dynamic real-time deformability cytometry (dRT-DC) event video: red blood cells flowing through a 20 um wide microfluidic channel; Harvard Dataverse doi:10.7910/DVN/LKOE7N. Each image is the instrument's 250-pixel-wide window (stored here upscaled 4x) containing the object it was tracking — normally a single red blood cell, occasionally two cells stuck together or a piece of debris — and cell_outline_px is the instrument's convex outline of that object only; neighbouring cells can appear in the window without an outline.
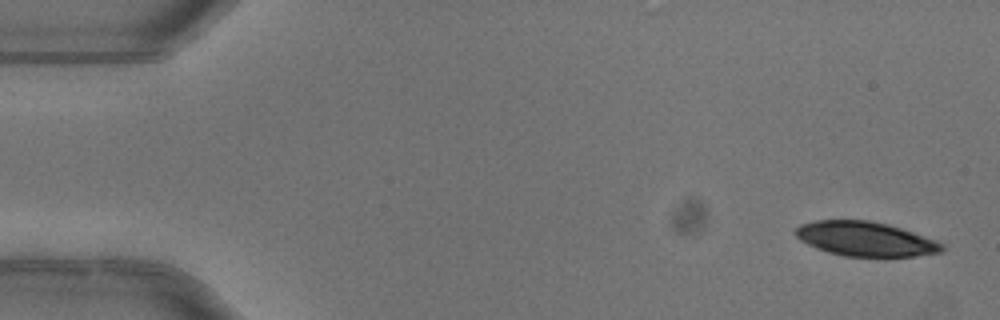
{"species": "common noctule bat (a hibernating species)", "species_latin": "Nyctalus noctula", "temperature_condition": "warm", "stored_images_in_passage": 4, "camera_frame_rate_fps": 3000, "um_per_image_px": 0.085, "animal": {"sex": "female"}, "frame": {"image": 1, "passage_image": 1, "time_ms": 0.0, "image_size_px": [1000, 320], "cell_outline_px": [[944, 248], [940, 252], [916, 256], [844, 256], [828, 252], [816, 248], [800, 240], [796, 236], [796, 228], [800, 224], [816, 220], [868, 220], [888, 224], [936, 240], [944, 244]], "centroid_in_image_um": [73.55, 20.3], "position_along_channel_um": 11.5, "area_um2": 29.19}}
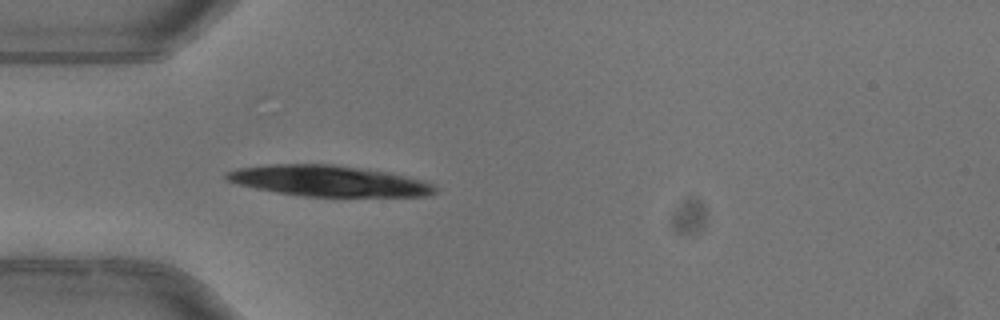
{"frame": {"image": 2, "passage_image": 4, "time_ms": 1.0, "image_size_px": [1000, 320], "cell_outline_px": [[436, 192], [428, 196], [304, 196], [276, 192], [256, 188], [240, 184], [228, 180], [224, 176], [224, 172], [236, 168], [268, 164], [332, 164], [364, 168], [388, 172], [424, 180], [432, 184], [436, 188]], "centroid_in_image_um": [27.93, 15.37], "position_along_channel_um": 57.1, "area_um2": 37.45}}